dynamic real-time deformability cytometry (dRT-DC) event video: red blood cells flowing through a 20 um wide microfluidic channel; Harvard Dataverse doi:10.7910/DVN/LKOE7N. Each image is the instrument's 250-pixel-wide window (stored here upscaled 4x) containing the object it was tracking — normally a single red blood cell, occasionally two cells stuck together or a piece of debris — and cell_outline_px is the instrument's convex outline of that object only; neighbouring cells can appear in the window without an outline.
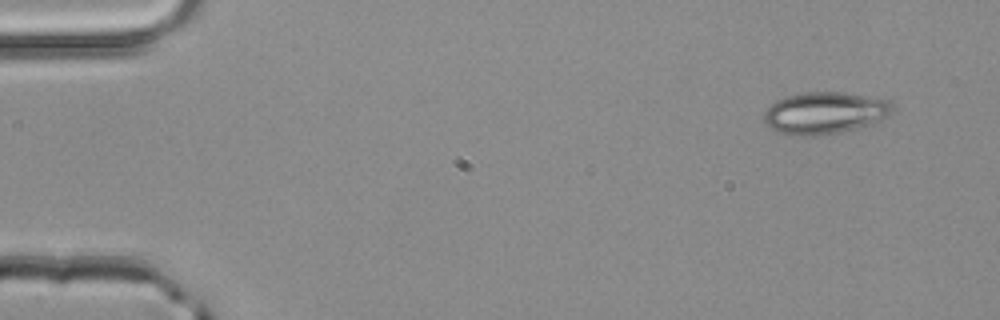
{"species": "common noctule bat (a hibernating species)", "species_latin": "Nyctalus noctula", "temperature_condition": "room temperature", "stored_images_in_passage": 3, "camera_frame_rate_fps": 3000, "um_per_image_px": 0.085, "animal": {"sex": "male", "body_mass_g": 20.4}, "frame": {"image": 1, "passage_image": 1, "time_ms": 0.0, "image_size_px": [1000, 320], "cell_outline_px": [[892, 108], [888, 116], [872, 124], [840, 132], [816, 136], [804, 136], [780, 132], [768, 128], [764, 124], [764, 112], [776, 100], [788, 96], [804, 92], [840, 92], [892, 100]], "centroid_in_image_um": [70.1, 9.6], "position_along_channel_um": 14.9, "area_um2": 31.33}}